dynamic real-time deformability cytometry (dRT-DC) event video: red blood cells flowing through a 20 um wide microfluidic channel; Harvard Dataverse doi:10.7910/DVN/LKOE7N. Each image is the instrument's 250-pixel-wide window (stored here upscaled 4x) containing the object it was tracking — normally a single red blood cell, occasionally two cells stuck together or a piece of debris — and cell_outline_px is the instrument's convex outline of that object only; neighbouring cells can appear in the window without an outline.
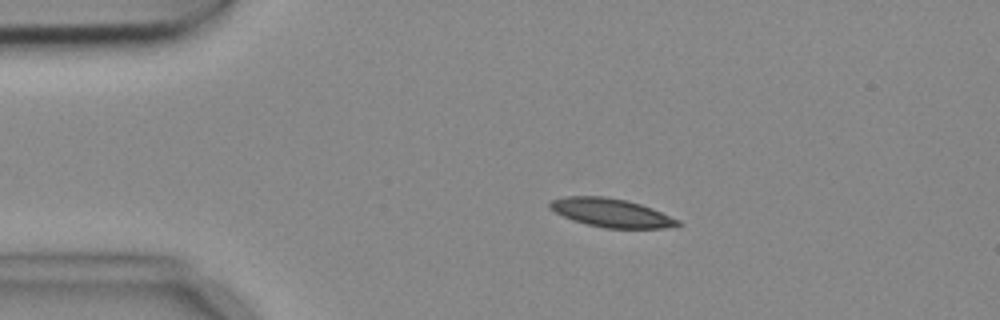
{"species": "common noctule bat (a hibernating species)", "species_latin": "Nyctalus noctula", "temperature_condition": "cold", "stored_images_in_passage": 3, "camera_frame_rate_fps": 3000, "um_per_image_px": 0.085, "animal": {"sex": "female", "body_mass_g": 18.4}, "frame": {"image": 1, "passage_image": 1, "time_ms": 0.0, "image_size_px": [1000, 320], "cell_outline_px": [[684, 224], [664, 228], [604, 228], [572, 220], [548, 208], [548, 204], [552, 200], [564, 196], [604, 196], [624, 200], [640, 204], [652, 208], [680, 220]], "centroid_in_image_um": [51.96, 18.09], "position_along_channel_um": 33.0, "area_um2": 21.21}}